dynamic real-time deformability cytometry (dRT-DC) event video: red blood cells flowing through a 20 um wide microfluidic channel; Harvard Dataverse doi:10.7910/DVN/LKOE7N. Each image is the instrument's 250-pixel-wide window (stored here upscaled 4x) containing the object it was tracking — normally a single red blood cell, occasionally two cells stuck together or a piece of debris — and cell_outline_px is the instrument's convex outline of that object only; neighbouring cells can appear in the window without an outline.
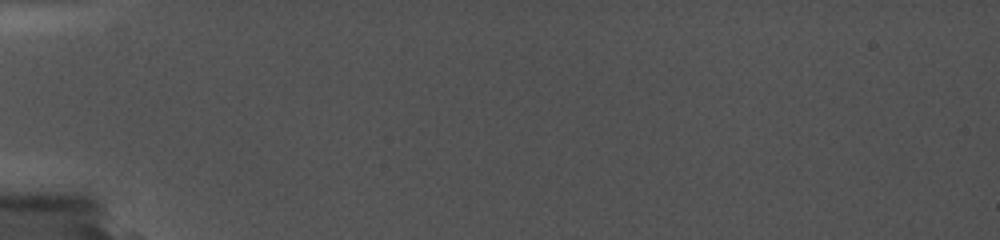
{"species": "common noctule bat (a hibernating species)", "species_latin": "Nyctalus noctula", "temperature_condition": "cold", "stored_images_in_passage": 4, "camera_frame_rate_fps": 5000, "um_per_image_px": 0.085, "animal": {"sex": "female", "body_mass_g": 19.0, "forearm_length_mm": 56.7}, "frame": {"image": 1, "passage_image": 3, "time_ms": 0.6, "image_size_px": [1000, 240], "cell_outline_px": [[672, 136], [648, 140], [628, 140], [536, 136], [520, 132], [512, 128], [536, 124], [656, 128], [672, 132]], "centroid_in_image_um": [50.52, 11.23], "position_along_channel_um": 34.5, "area_um2": 12.77}}